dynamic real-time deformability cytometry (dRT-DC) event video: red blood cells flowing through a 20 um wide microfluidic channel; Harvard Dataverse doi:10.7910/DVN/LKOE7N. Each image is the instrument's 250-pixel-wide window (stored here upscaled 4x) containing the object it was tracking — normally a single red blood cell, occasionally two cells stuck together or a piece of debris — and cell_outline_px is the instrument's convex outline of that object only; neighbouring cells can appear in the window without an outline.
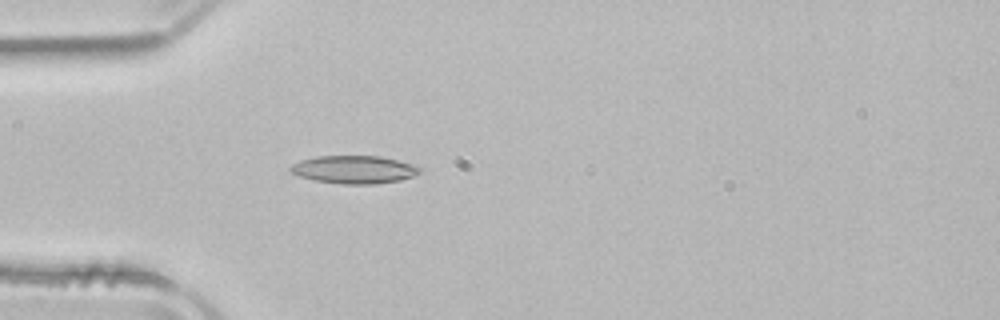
{"species": "common noctule bat (a hibernating species)", "species_latin": "Nyctalus noctula", "temperature_condition": "room temperature", "stored_images_in_passage": 38, "camera_frame_rate_fps": 3000, "um_per_image_px": 0.085, "animal": {"sex": "male", "body_mass_g": 21.5, "forearm_length_mm": 52.0}, "frame": {"image": 1, "passage_image": 1, "time_ms": 0.0, "image_size_px": [1000, 320], "cell_outline_px": [[420, 172], [412, 176], [400, 180], [372, 184], [340, 184], [316, 180], [300, 176], [292, 172], [288, 168], [292, 164], [300, 160], [316, 156], [380, 156], [396, 160], [420, 168]], "centroid_in_image_um": [30.04, 14.41], "position_along_channel_um": 55.0, "area_um2": 20.69}}
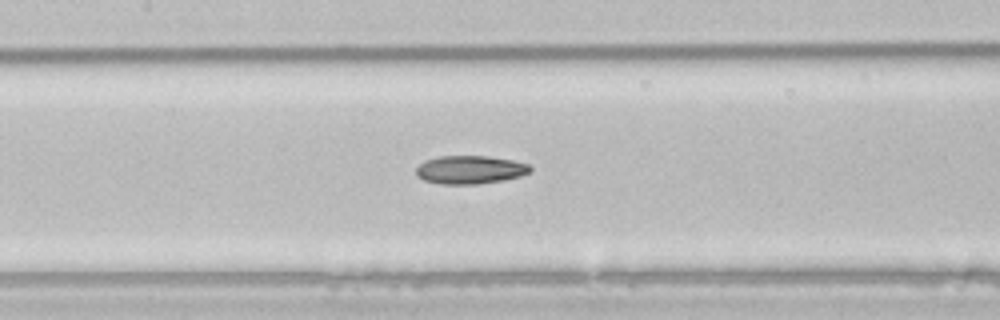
{"frame": {"image": 2, "passage_image": 10, "time_ms": 3.0, "image_size_px": [1000, 320], "cell_outline_px": [[532, 172], [520, 176], [500, 180], [476, 184], [444, 184], [424, 180], [416, 176], [416, 168], [424, 160], [440, 156], [488, 156], [512, 160], [528, 164], [532, 168]], "centroid_in_image_um": [39.95, 14.42], "position_along_channel_um": 167.5, "area_um2": 18.73}}
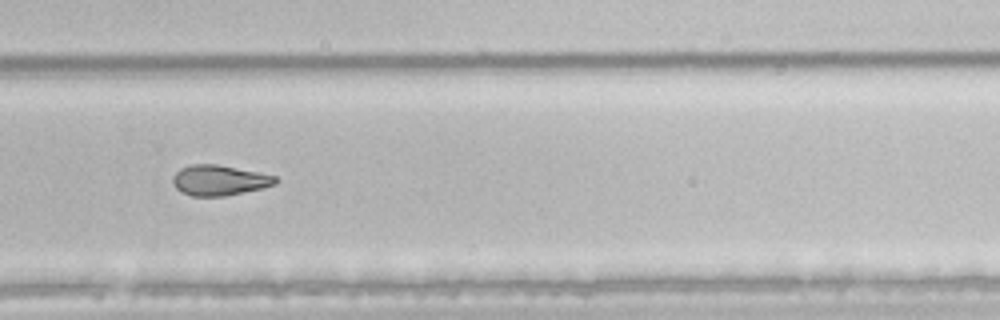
{"frame": {"image": 3, "passage_image": 21, "time_ms": 6.667, "image_size_px": [1000, 320], "cell_outline_px": [[276, 184], [264, 188], [224, 196], [192, 196], [180, 192], [172, 184], [172, 176], [180, 168], [192, 164], [216, 164], [276, 176]], "centroid_in_image_um": [18.59, 15.33], "position_along_channel_um": 311.2, "area_um2": 18.15}}